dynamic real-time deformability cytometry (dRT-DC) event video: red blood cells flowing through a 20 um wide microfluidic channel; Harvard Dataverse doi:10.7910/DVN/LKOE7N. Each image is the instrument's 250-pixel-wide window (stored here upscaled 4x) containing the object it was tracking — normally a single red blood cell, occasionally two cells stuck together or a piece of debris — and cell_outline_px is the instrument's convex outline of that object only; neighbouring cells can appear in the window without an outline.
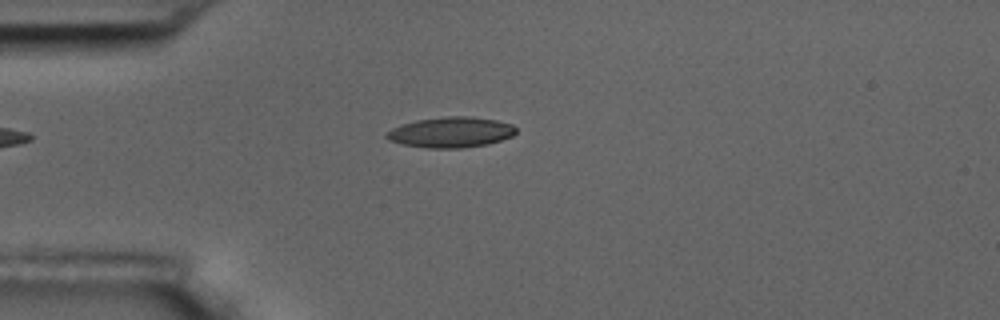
{"species": "common noctule bat (a hibernating species)", "species_latin": "Nyctalus noctula", "temperature_condition": "room temperature", "stored_images_in_passage": 42, "camera_frame_rate_fps": 3000, "um_per_image_px": 0.085, "animal": {"sex": "male", "body_mass_g": 17.5, "forearm_length_mm": 52.3}, "frame": {"image": 1, "passage_image": 1, "time_ms": 0.0, "image_size_px": [1000, 320], "cell_outline_px": [[516, 132], [512, 136], [488, 144], [460, 148], [428, 148], [404, 144], [388, 140], [384, 136], [392, 128], [416, 120], [444, 116], [468, 116], [496, 120], [512, 124], [516, 128]], "centroid_in_image_um": [38.33, 11.24], "position_along_channel_um": 46.7, "area_um2": 22.89}}
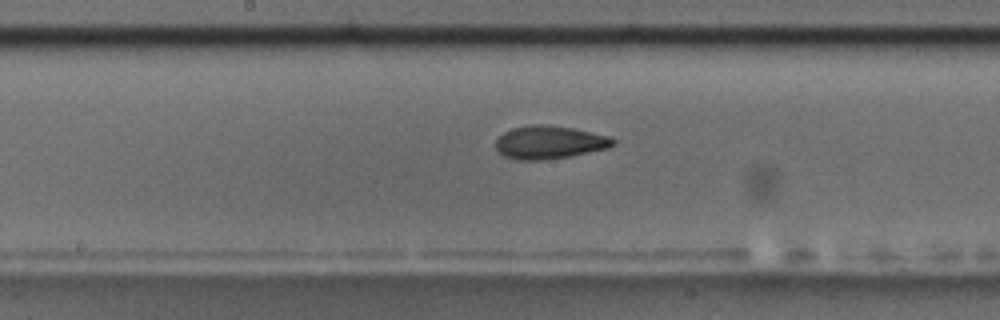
{"frame": {"image": 2, "passage_image": 15, "time_ms": 4.667, "image_size_px": [1000, 320], "cell_outline_px": [[616, 144], [608, 148], [568, 156], [540, 160], [516, 160], [504, 156], [496, 148], [496, 140], [504, 132], [512, 128], [532, 124], [540, 124], [572, 128], [612, 136], [616, 140]], "centroid_in_image_um": [46.72, 12.09], "position_along_channel_um": 201.5, "area_um2": 22.54}}
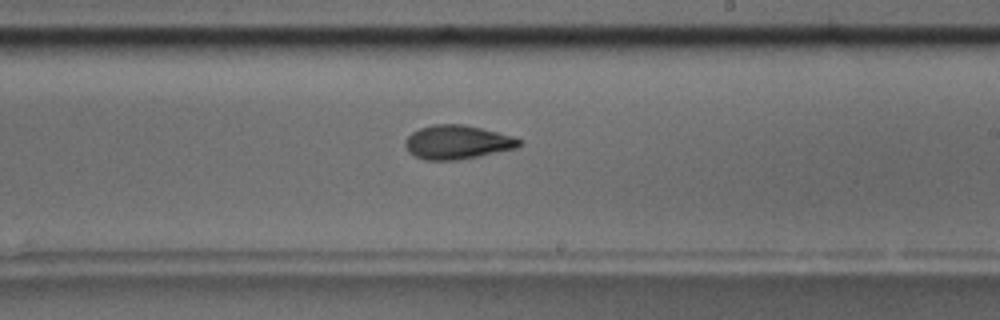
{"frame": {"image": 3, "passage_image": 19, "time_ms": 6.0, "image_size_px": [1000, 320], "cell_outline_px": [[524, 140], [516, 148], [480, 156], [456, 160], [424, 160], [408, 152], [404, 144], [404, 140], [412, 132], [420, 128], [432, 124], [464, 124], [512, 136]], "centroid_in_image_um": [38.84, 12.09], "position_along_channel_um": 250.2, "area_um2": 22.54}, "authors_computed_cell_mechanics": {"area_um2": 22.4264, "velocity_mm_per_s": 3.6603, "shape_relaxation_time_tau1_ms": 6.8138, "shape_relaxation_time_tau2_ms": 3.8172, "deformation_change_tau1": 0.1824, "deformation_change_tau2": 0.0977}}